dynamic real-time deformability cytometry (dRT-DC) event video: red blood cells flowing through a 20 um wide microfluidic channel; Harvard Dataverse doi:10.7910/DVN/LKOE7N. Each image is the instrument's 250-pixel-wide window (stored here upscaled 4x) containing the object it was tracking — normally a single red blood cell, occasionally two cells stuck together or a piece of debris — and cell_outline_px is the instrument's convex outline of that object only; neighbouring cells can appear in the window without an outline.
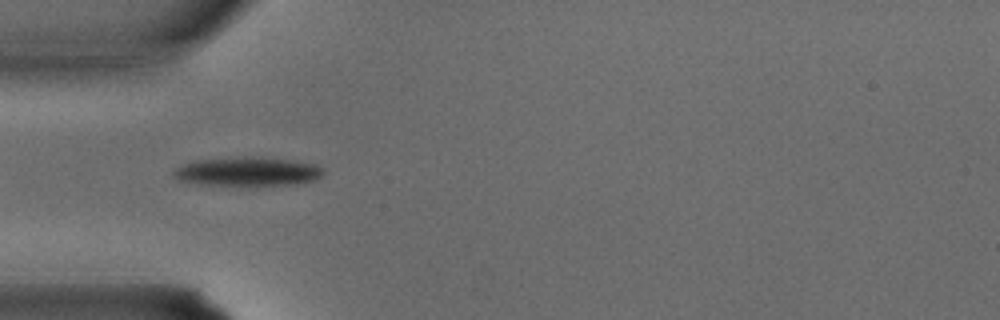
{"species": "common noctule bat (a hibernating species)", "species_latin": "Nyctalus noctula", "temperature_condition": "warm", "stored_images_in_passage": 32, "camera_frame_rate_fps": 3000, "um_per_image_px": 0.085, "animal": {"sex": "male", "body_mass_g": 15.6}, "frame": {"image": 1, "passage_image": 9, "time_ms": 2.667, "image_size_px": [1000, 320], "cell_outline_px": [[324, 176], [316, 180], [300, 184], [200, 184], [180, 180], [172, 176], [172, 172], [176, 168], [192, 160], [236, 156], [260, 156], [292, 160], [316, 164], [324, 168]], "centroid_in_image_um": [21.09, 14.54], "position_along_channel_um": 63.9, "area_um2": 25.49}}
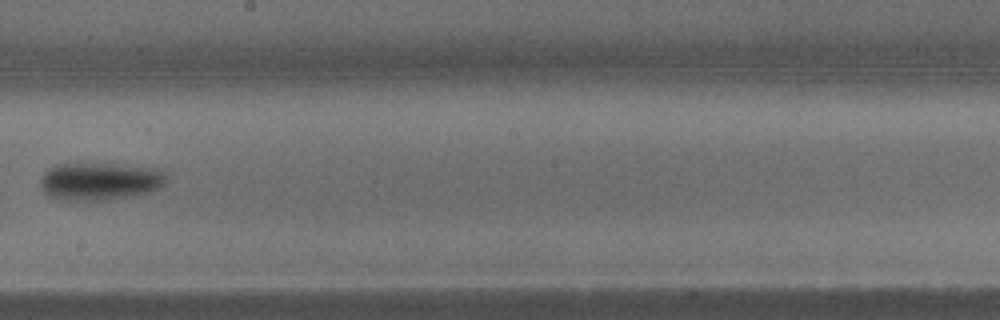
{"frame": {"image": 2, "passage_image": 18, "time_ms": 5.667, "image_size_px": [1000, 320], "cell_outline_px": [[168, 176], [164, 184], [160, 188], [148, 192], [132, 196], [104, 200], [60, 200], [48, 196], [40, 188], [40, 180], [44, 172], [56, 164], [116, 164], [160, 168], [168, 172]], "centroid_in_image_um": [8.52, 15.41], "position_along_channel_um": 239.7, "area_um2": 28.03}}
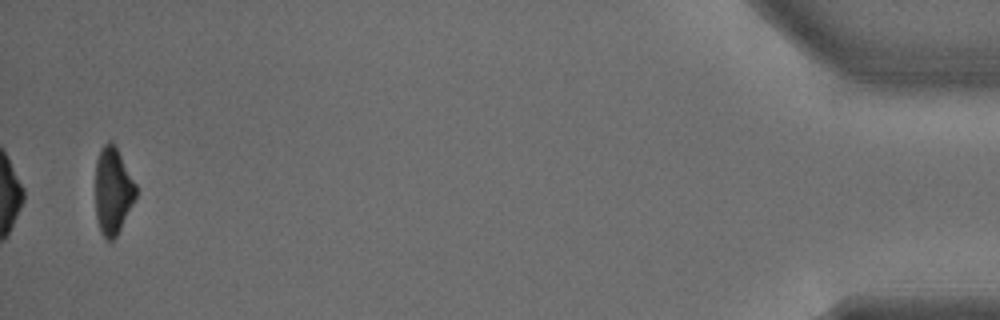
{"frame": {"image": 3, "passage_image": 32, "time_ms": 10.333, "image_size_px": [1000, 320], "cell_outline_px": [[136, 196], [116, 236], [112, 240], [108, 240], [104, 236], [100, 228], [96, 216], [96, 160], [100, 148], [108, 140], [112, 140], [116, 144], [136, 184]], "centroid_in_image_um": [9.59, 16.12], "position_along_channel_um": 425.6, "area_um2": 20.4}}